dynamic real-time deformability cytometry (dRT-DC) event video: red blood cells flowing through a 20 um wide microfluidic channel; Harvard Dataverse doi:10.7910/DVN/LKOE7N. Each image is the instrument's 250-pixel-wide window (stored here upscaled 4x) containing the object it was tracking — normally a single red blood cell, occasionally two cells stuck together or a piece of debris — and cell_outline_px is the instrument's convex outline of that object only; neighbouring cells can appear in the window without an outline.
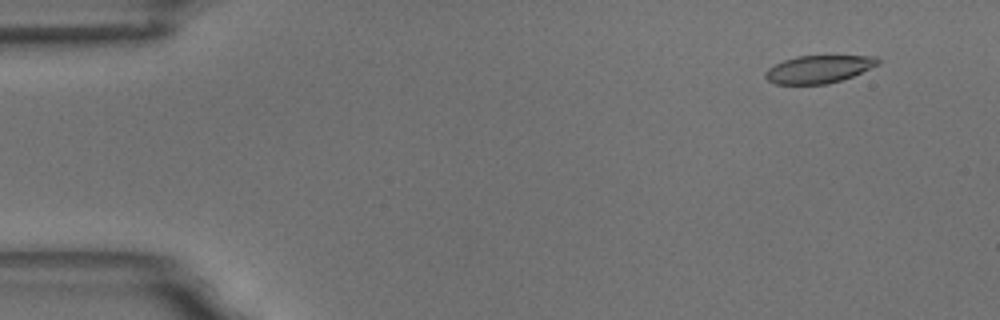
{"species": "common noctule bat (a hibernating species)", "species_latin": "Nyctalus noctula", "temperature_condition": "room temperature", "stored_images_in_passage": 58, "camera_frame_rate_fps": 3000, "um_per_image_px": 0.085, "animal": {"sex": "male", "body_mass_g": 18.8}, "frame": {"image": 1, "passage_image": 5, "time_ms": 1.333, "image_size_px": [1000, 320], "cell_outline_px": [[880, 64], [852, 76], [828, 84], [776, 84], [768, 80], [764, 76], [764, 72], [768, 68], [784, 60], [796, 56], [876, 56], [880, 60]], "centroid_in_image_um": [69.58, 5.88], "position_along_channel_um": 15.4, "area_um2": 18.09}}
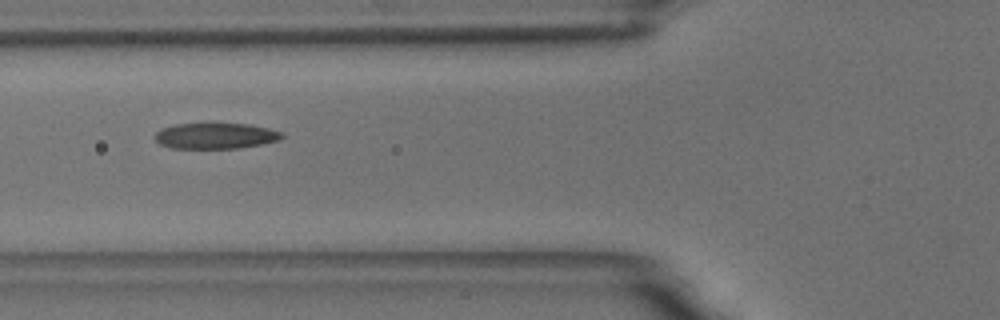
{"frame": {"image": 2, "passage_image": 22, "time_ms": 7.0, "image_size_px": [1000, 320], "cell_outline_px": [[284, 136], [280, 140], [240, 148], [168, 148], [160, 144], [152, 136], [160, 128], [176, 124], [248, 124], [268, 128], [284, 132]], "centroid_in_image_um": [18.3, 11.55], "position_along_channel_um": 107.5, "area_um2": 19.19}}
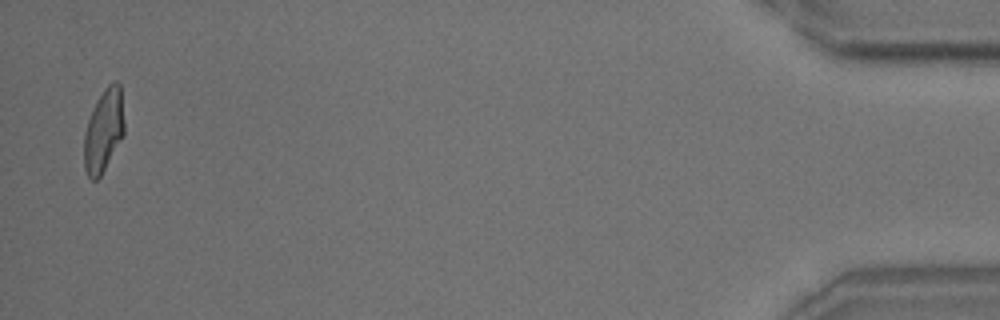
{"frame": {"image": 3, "passage_image": 57, "time_ms": 18.667, "image_size_px": [1000, 320], "cell_outline_px": [[124, 136], [100, 176], [96, 180], [92, 180], [88, 176], [84, 168], [84, 132], [88, 120], [104, 88], [108, 84], [116, 80], [120, 84], [124, 120]], "centroid_in_image_um": [8.82, 11.11], "position_along_channel_um": 426.4, "area_um2": 19.31}, "authors_computed_cell_mechanics": {"area_um2": 19.7676, "velocity_mm_per_s": 3.4867, "shape_relaxation_time_tau1_ms": 5.4593, "shape_relaxation_time_tau2_ms": 1.1362, "deformation_change_tau1": 0.1791, "deformation_change_tau2": 0.0757}}